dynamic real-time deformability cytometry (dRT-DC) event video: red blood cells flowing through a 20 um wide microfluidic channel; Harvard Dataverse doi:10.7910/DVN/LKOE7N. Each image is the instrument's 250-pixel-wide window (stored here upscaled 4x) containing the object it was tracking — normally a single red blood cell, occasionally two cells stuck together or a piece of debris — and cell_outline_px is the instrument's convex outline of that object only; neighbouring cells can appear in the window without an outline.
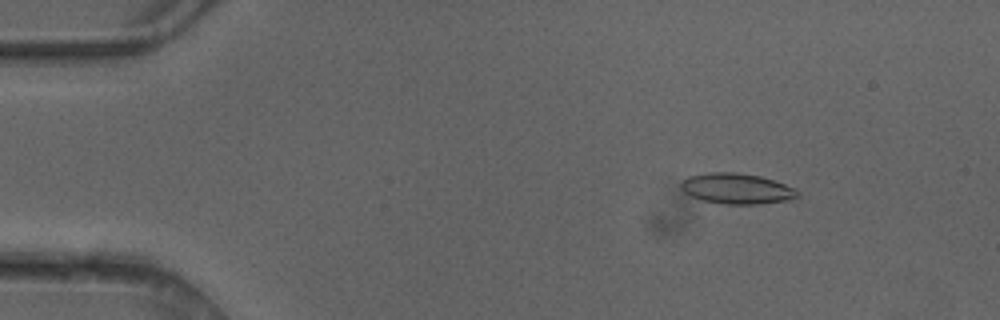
{"species": "common noctule bat (a hibernating species)", "species_latin": "Nyctalus noctula", "temperature_condition": "cold", "stored_images_in_passage": 5, "camera_frame_rate_fps": 3000, "um_per_image_px": 0.085, "animal": {"sex": "female"}, "frame": {"image": 1, "passage_image": 2, "time_ms": 0.333, "image_size_px": [1000, 320], "cell_outline_px": [[800, 196], [788, 200], [760, 204], [724, 204], [704, 200], [692, 196], [684, 192], [680, 188], [680, 184], [688, 176], [708, 172], [736, 172], [760, 176], [796, 188], [800, 192]], "centroid_in_image_um": [62.64, 16.03], "position_along_channel_um": 22.4, "area_um2": 20.81}}
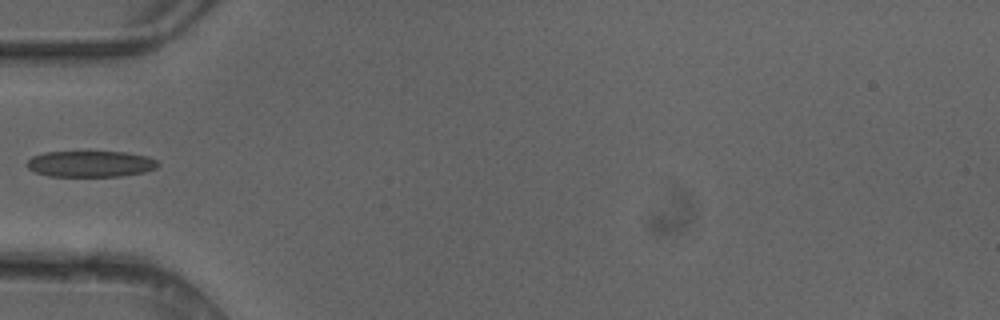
{"frame": {"image": 2, "passage_image": 5, "time_ms": 1.333, "image_size_px": [1000, 320], "cell_outline_px": [[160, 164], [156, 168], [144, 172], [120, 176], [48, 176], [36, 172], [28, 168], [24, 164], [32, 156], [44, 152], [124, 152], [148, 156], [160, 160]], "centroid_in_image_um": [7.71, 13.93], "position_along_channel_um": 77.3, "area_um2": 20.11}}